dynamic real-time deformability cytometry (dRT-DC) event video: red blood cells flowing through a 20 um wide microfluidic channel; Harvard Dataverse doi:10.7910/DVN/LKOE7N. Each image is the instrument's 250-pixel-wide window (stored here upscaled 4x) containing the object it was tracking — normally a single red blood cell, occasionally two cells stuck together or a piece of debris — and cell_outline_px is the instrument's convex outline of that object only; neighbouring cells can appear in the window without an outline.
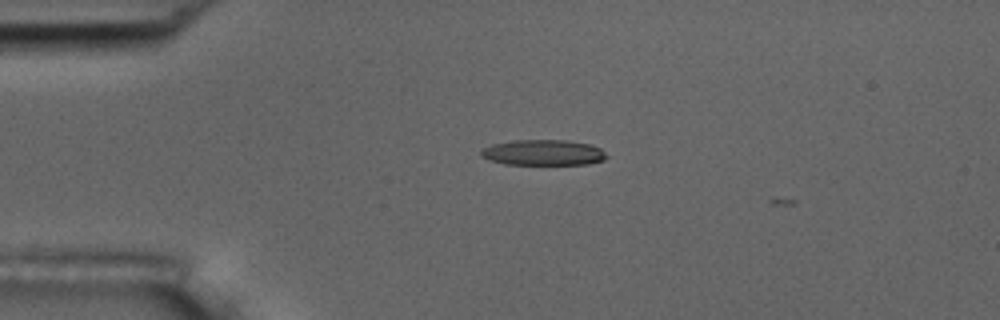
{"species": "common noctule bat (a hibernating species)", "species_latin": "Nyctalus noctula", "temperature_condition": "room temperature", "stored_images_in_passage": 2, "camera_frame_rate_fps": 3000, "um_per_image_px": 0.085, "animal": {"sex": "male", "body_mass_g": 17.5, "forearm_length_mm": 52.3}, "frame": {"image": 1, "passage_image": 1, "time_ms": 0.0, "image_size_px": [1000, 320], "cell_outline_px": [[608, 156], [604, 160], [588, 164], [504, 164], [488, 160], [480, 156], [480, 152], [484, 148], [492, 144], [512, 140], [564, 140], [592, 144], [600, 148]], "centroid_in_image_um": [46.17, 12.97], "position_along_channel_um": 38.8, "area_um2": 18.84}}